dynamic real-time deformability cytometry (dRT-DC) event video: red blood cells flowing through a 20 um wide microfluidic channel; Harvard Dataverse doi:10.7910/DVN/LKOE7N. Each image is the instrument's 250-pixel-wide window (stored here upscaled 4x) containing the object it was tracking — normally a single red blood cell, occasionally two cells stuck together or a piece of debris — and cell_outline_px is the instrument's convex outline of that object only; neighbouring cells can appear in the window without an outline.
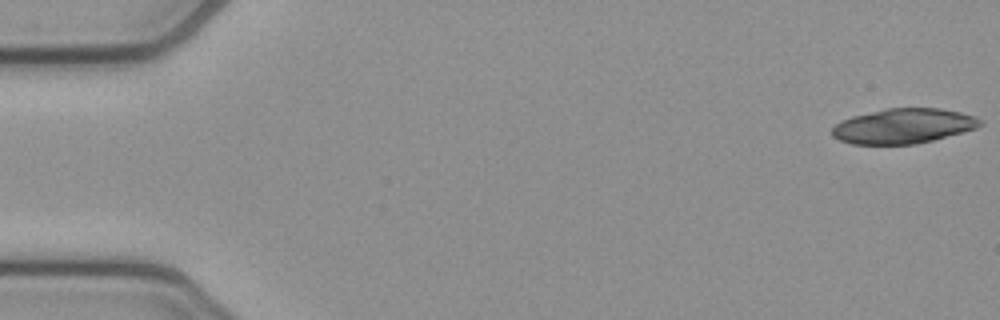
{"species": "common noctule bat (a hibernating species)", "species_latin": "Nyctalus noctula", "temperature_condition": "cold", "stored_images_in_passage": 15, "camera_frame_rate_fps": 3000, "um_per_image_px": 0.085, "animal": {"sex": "female", "body_mass_g": 21.9}, "frame": {"image": 1, "passage_image": 1, "time_ms": 0.0, "image_size_px": [1000, 320], "cell_outline_px": [[984, 124], [976, 128], [932, 140], [916, 144], [852, 144], [840, 140], [832, 136], [832, 128], [840, 120], [852, 116], [888, 108], [940, 108], [960, 112], [976, 116], [984, 120]], "centroid_in_image_um": [76.8, 10.71], "position_along_channel_um": 8.2, "area_um2": 30.17}}